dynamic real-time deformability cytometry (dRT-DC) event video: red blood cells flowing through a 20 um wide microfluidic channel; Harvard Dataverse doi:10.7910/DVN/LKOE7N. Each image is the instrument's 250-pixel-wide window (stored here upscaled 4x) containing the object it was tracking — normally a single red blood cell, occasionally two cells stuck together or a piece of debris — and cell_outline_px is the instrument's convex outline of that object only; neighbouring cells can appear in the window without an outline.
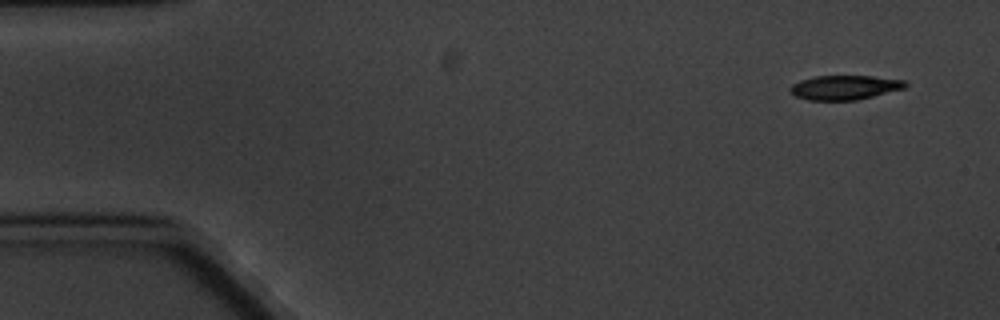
{"species": "common noctule bat (a hibernating species)", "species_latin": "Nyctalus noctula", "temperature_condition": "cold", "stored_images_in_passage": 4, "camera_frame_rate_fps": 3000, "um_per_image_px": 0.085, "animal": {"sex": "male", "body_mass_g": 20.1, "forearm_length_mm": 53.5}, "frame": {"image": 1, "passage_image": 1, "time_ms": 0.0, "image_size_px": [1000, 320], "cell_outline_px": [[908, 84], [904, 88], [856, 100], [808, 100], [796, 96], [788, 88], [792, 84], [800, 80], [816, 76], [872, 76], [904, 80]], "centroid_in_image_um": [71.77, 7.43], "position_along_channel_um": 13.2, "area_um2": 16.18}}